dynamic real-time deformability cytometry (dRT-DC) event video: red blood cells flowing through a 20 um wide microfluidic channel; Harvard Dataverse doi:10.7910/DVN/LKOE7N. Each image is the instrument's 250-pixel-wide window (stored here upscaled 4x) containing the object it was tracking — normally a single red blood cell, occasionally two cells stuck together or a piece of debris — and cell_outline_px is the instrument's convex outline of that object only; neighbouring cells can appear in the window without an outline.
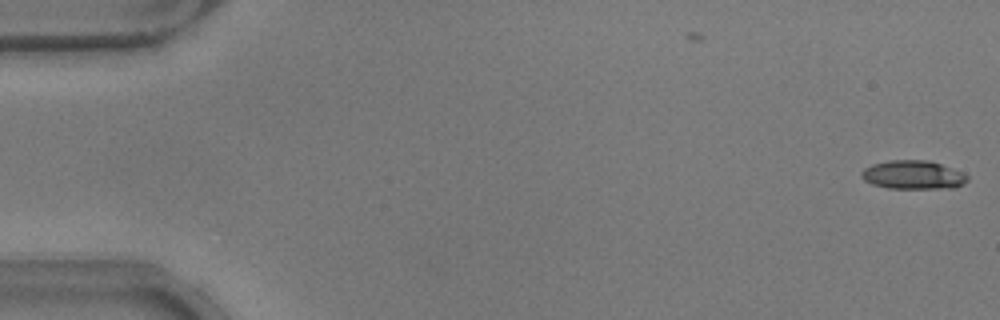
{"species": "common noctule bat (a hibernating species)", "species_latin": "Nyctalus noctula", "temperature_condition": "warm", "stored_images_in_passage": 3, "camera_frame_rate_fps": 3000, "um_per_image_px": 0.085, "animal": {"sex": "male", "body_mass_g": 17.9}, "frame": {"image": 1, "passage_image": 3, "time_ms": 0.667, "image_size_px": [1000, 320], "cell_outline_px": [[968, 180], [964, 184], [956, 188], [888, 188], [872, 184], [864, 180], [860, 176], [860, 172], [864, 168], [872, 164], [888, 160], [928, 160], [940, 164], [960, 172], [968, 176]], "centroid_in_image_um": [77.58, 14.87], "position_along_channel_um": 7.4, "area_um2": 17.69}}